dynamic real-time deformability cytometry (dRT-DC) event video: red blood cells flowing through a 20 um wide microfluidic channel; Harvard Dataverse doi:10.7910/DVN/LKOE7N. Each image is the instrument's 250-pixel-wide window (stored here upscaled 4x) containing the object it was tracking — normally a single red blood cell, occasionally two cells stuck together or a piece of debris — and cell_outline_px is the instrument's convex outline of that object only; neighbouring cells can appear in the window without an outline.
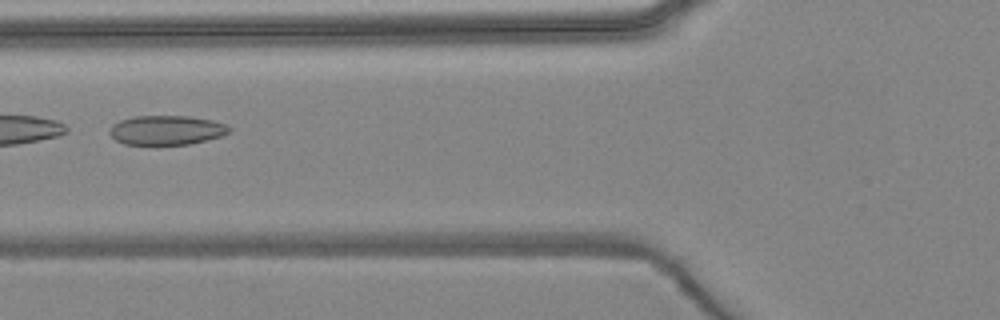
{"species": "common noctule bat (a hibernating species)", "species_latin": "Nyctalus noctula", "temperature_condition": "warm", "stored_images_in_passage": 6, "camera_frame_rate_fps": 3000, "um_per_image_px": 0.085, "animal": {"sex": "female", "body_mass_g": 24.6, "forearm_length_mm": 56.2}, "frame": {"image": 1, "passage_image": 6, "time_ms": 6.0, "image_size_px": [1000, 320], "cell_outline_px": [[232, 128], [228, 132], [220, 136], [188, 144], [124, 144], [116, 140], [108, 132], [112, 124], [120, 120], [136, 116], [188, 116], [212, 120], [224, 124]], "centroid_in_image_um": [14.12, 11.05], "position_along_channel_um": 111.7, "area_um2": 20.23}}